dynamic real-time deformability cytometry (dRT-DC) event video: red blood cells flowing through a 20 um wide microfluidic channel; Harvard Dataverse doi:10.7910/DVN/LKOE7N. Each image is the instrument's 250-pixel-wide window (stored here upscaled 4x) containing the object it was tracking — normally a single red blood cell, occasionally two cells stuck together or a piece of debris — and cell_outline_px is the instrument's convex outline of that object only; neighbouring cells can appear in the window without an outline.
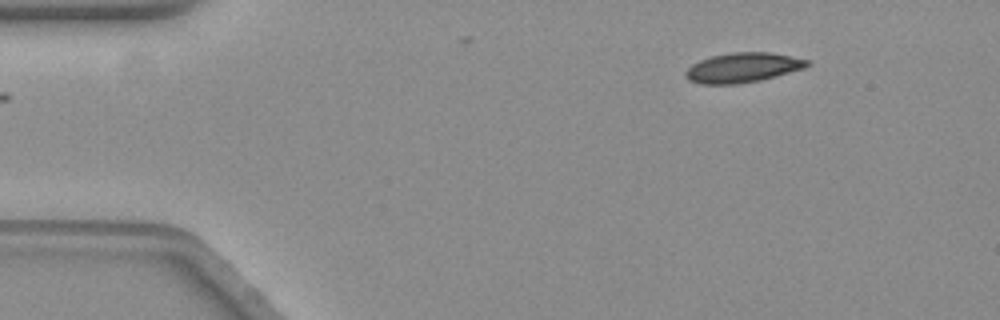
{"species": "common noctule bat (a hibernating species)", "species_latin": "Nyctalus noctula", "temperature_condition": "warm", "stored_images_in_passage": 4, "camera_frame_rate_fps": 3000, "um_per_image_px": 0.085, "animal": {"sex": "female", "body_mass_g": 19.3, "forearm_length_mm": 54.1}, "frame": {"image": 1, "passage_image": 1, "time_ms": 0.0, "image_size_px": [1000, 320], "cell_outline_px": [[812, 64], [804, 68], [760, 80], [736, 84], [700, 84], [688, 80], [684, 76], [684, 72], [692, 64], [700, 60], [712, 56], [732, 52], [768, 52], [812, 60]], "centroid_in_image_um": [63.13, 5.74], "position_along_channel_um": 21.9, "area_um2": 21.1}}